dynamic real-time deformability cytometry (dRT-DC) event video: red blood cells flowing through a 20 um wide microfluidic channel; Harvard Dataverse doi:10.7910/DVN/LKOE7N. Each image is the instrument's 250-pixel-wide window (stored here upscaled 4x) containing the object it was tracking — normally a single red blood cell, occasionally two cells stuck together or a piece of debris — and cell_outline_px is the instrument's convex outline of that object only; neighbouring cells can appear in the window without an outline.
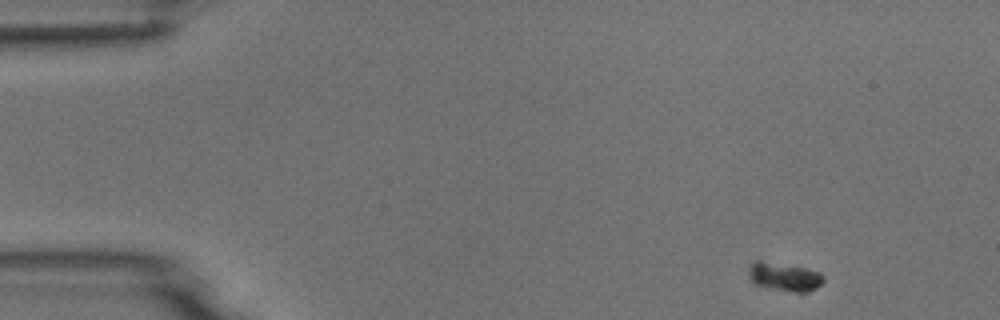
{"species": "common noctule bat (a hibernating species)", "species_latin": "Nyctalus noctula", "temperature_condition": "room temperature", "stored_images_in_passage": 14, "camera_frame_rate_fps": 3000, "um_per_image_px": 0.085, "animal": {"sex": "male", "body_mass_g": 18.8}, "frame": {"image": 1, "passage_image": 1, "time_ms": 0.0, "image_size_px": [1000, 320], "cell_outline_px": [[824, 280], [816, 288], [808, 292], [796, 292], [772, 288], [752, 284], [748, 276], [748, 268], [752, 260], [760, 260], [804, 268], [820, 272], [824, 276]], "centroid_in_image_um": [66.62, 23.51], "position_along_channel_um": 18.4, "area_um2": 12.48}}
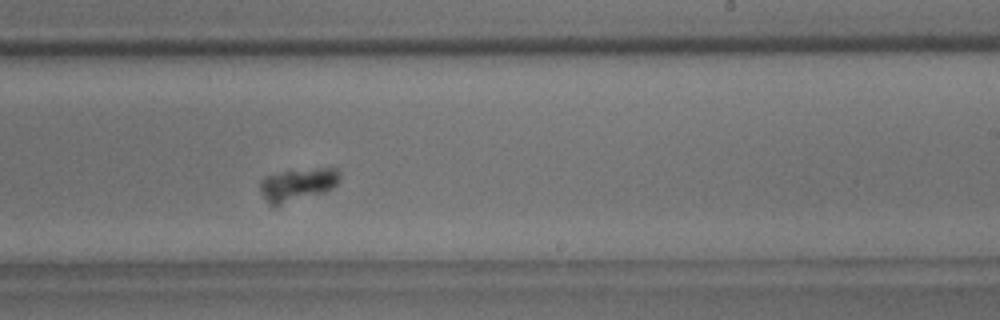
{"frame": {"image": 2, "passage_image": 9, "time_ms": 2.667, "image_size_px": [1000, 320], "cell_outline_px": [[340, 180], [332, 188], [324, 192], [280, 204], [268, 204], [260, 192], [260, 180], [264, 176], [284, 172], [316, 168], [336, 168], [340, 172]], "centroid_in_image_um": [25.3, 15.67], "position_along_channel_um": 263.7, "area_um2": 14.91}}
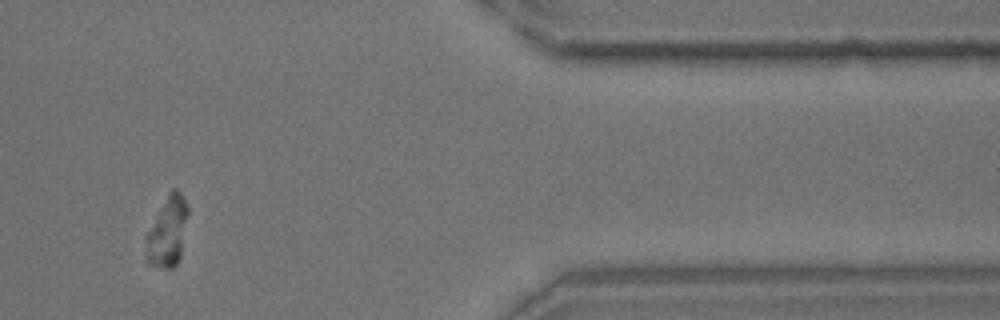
{"frame": {"image": 3, "passage_image": 12, "time_ms": 3.667, "image_size_px": [1000, 320], "cell_outline_px": [[188, 212], [180, 256], [176, 264], [172, 268], [164, 268], [148, 264], [144, 236], [168, 192], [172, 188], [176, 188], [180, 192], [188, 208]], "centroid_in_image_um": [14.21, 19.68], "position_along_channel_um": 397.2, "area_um2": 17.11}}